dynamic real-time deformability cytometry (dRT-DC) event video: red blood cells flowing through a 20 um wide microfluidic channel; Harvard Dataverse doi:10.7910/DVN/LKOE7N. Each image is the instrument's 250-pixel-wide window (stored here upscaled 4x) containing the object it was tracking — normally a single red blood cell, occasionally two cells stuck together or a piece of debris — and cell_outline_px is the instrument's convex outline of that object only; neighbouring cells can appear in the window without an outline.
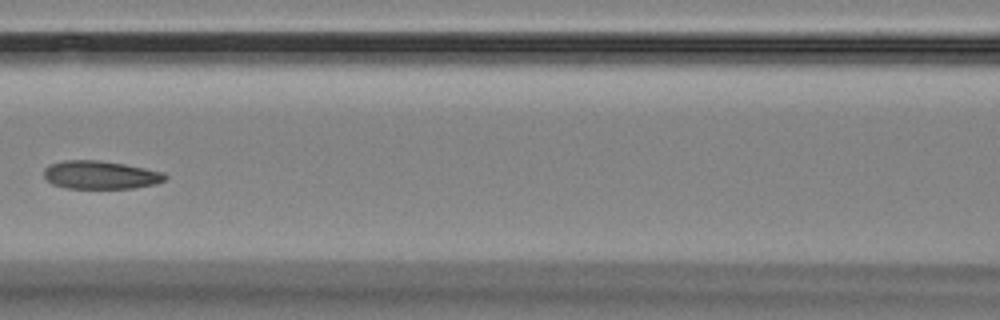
{"species": "Egyptian fruit bat (a non-hibernating species)", "species_latin": "Rousettus aegyptiacus", "temperature_condition": "room temperature", "stored_images_in_passage": 6, "camera_frame_rate_fps": 3000, "um_per_image_px": 0.085, "animal": {"sex": "female"}, "frame": {"image": 1, "passage_image": 6, "time_ms": 7.0, "image_size_px": [1000, 320], "cell_outline_px": [[168, 176], [164, 180], [156, 184], [132, 188], [68, 188], [52, 184], [44, 176], [44, 168], [48, 164], [64, 160], [100, 160], [124, 164], [164, 172]], "centroid_in_image_um": [8.53, 14.86], "position_along_channel_um": 158.1, "area_um2": 19.94}}